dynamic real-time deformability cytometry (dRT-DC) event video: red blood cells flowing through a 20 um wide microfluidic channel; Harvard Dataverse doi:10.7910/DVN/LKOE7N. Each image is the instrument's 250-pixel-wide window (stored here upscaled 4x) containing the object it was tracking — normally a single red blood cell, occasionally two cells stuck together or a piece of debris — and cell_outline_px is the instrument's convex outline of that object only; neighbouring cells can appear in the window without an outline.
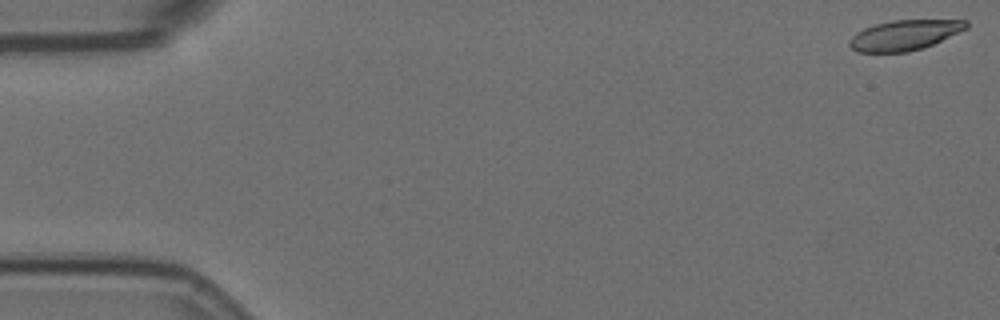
{"species": "Egyptian fruit bat (a non-hibernating species)", "species_latin": "Rousettus aegyptiacus", "temperature_condition": "room temperature", "stored_images_in_passage": 6, "camera_frame_rate_fps": 3000, "um_per_image_px": 0.085, "animal": {"sex": "female"}, "frame": {"image": 1, "passage_image": 1, "time_ms": 0.0, "image_size_px": [1000, 320], "cell_outline_px": [[968, 28], [932, 44], [908, 52], [856, 52], [848, 44], [848, 40], [856, 32], [864, 28], [876, 24], [892, 20], [968, 20]], "centroid_in_image_um": [76.85, 2.98], "position_along_channel_um": 8.1, "area_um2": 20.4}}
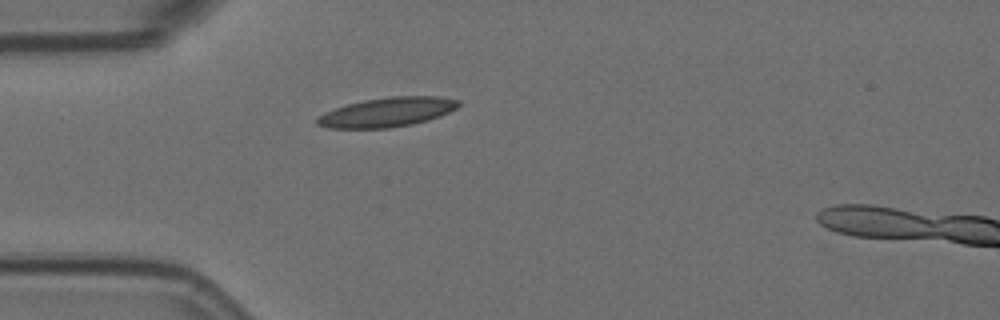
{"frame": {"image": 2, "passage_image": 5, "time_ms": 1.333, "image_size_px": [1000, 320], "cell_outline_px": [[460, 104], [456, 108], [440, 116], [428, 120], [412, 124], [388, 128], [328, 128], [316, 124], [316, 116], [324, 112], [348, 104], [364, 100], [392, 96], [436, 96], [460, 100]], "centroid_in_image_um": [32.89, 9.53], "position_along_channel_um": 52.1, "area_um2": 24.16}}